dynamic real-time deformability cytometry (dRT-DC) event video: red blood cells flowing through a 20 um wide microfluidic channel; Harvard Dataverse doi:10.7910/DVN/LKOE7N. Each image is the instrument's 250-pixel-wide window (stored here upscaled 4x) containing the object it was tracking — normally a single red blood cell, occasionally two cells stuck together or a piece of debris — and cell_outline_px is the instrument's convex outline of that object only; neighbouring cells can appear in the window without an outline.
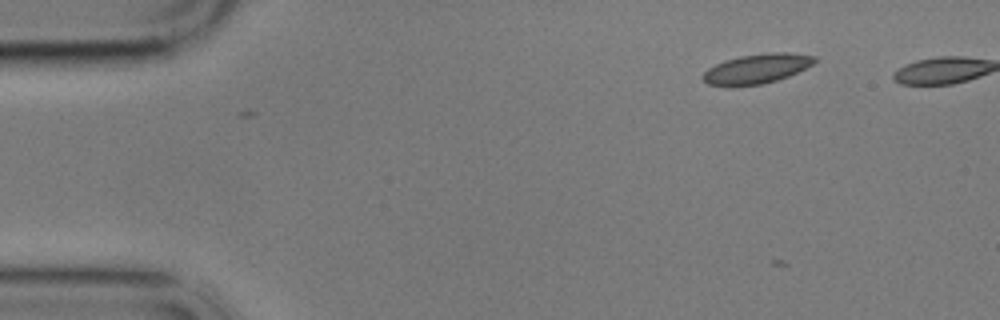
{"species": "common noctule bat (a hibernating species)", "species_latin": "Nyctalus noctula", "temperature_condition": "cold", "stored_images_in_passage": 8, "camera_frame_rate_fps": 3000, "um_per_image_px": 0.085, "animal": {"sex": "male", "body_mass_g": 17.9}, "frame": {"image": 1, "passage_image": 3, "time_ms": 2.333, "image_size_px": [1000, 320], "cell_outline_px": [[816, 60], [812, 64], [788, 76], [776, 80], [760, 84], [728, 88], [708, 84], [700, 76], [708, 68], [724, 60], [740, 56], [772, 52], [788, 52], [816, 56]], "centroid_in_image_um": [64.26, 5.86], "position_along_channel_um": 20.7, "area_um2": 19.42}}
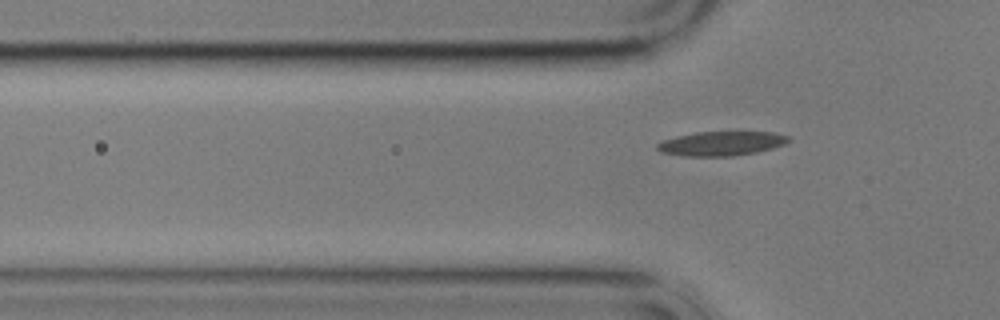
{"frame": {"image": 2, "passage_image": 8, "time_ms": 8.333, "image_size_px": [1000, 320], "cell_outline_px": [[792, 140], [784, 144], [772, 148], [756, 152], [732, 156], [684, 156], [660, 152], [656, 148], [656, 144], [664, 140], [696, 132], [772, 132], [788, 136]], "centroid_in_image_um": [61.32, 12.2], "position_along_channel_um": 64.5, "area_um2": 18.44}}